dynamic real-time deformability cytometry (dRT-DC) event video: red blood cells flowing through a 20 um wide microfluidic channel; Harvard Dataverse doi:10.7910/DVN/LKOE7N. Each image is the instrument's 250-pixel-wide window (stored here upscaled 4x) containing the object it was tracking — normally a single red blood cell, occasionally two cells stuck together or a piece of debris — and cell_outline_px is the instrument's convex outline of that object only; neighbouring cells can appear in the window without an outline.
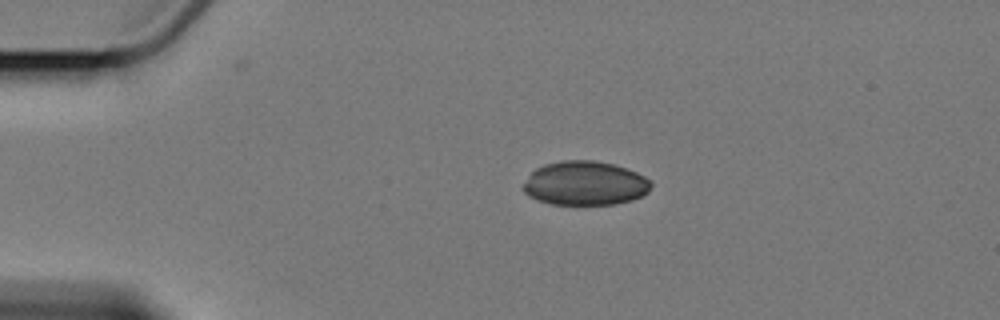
{"species": "Egyptian fruit bat (a non-hibernating species)", "species_latin": "Rousettus aegyptiacus", "temperature_condition": "cold", "stored_images_in_passage": 4, "camera_frame_rate_fps": 3000, "um_per_image_px": 0.085, "animal": {"sex": "female"}, "frame": {"image": 1, "passage_image": 3, "time_ms": 2.333, "image_size_px": [1000, 320], "cell_outline_px": [[652, 184], [648, 192], [644, 196], [632, 200], [616, 204], [552, 204], [536, 200], [528, 196], [520, 188], [532, 172], [536, 168], [544, 164], [564, 160], [596, 160], [612, 164], [636, 172], [652, 180]], "centroid_in_image_um": [49.72, 15.58], "position_along_channel_um": 35.3, "area_um2": 33.06}}